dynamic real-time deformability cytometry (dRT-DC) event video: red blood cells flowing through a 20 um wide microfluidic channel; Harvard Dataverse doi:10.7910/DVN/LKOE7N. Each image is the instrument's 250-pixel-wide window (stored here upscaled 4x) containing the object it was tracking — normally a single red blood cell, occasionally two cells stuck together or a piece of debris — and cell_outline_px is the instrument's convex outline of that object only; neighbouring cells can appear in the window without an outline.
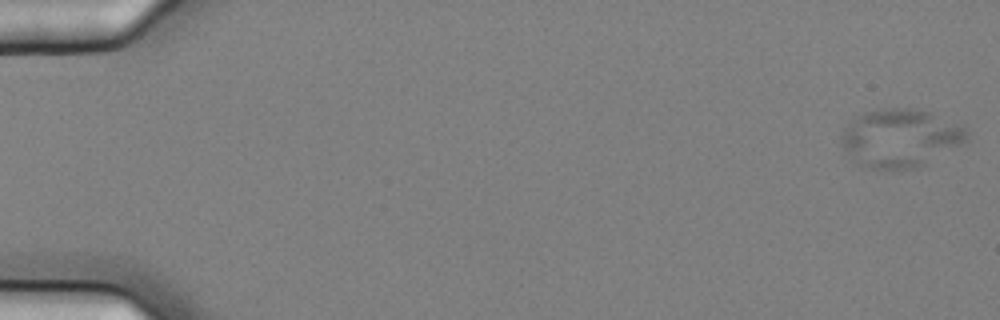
{"species": "common noctule bat (a hibernating species)", "species_latin": "Nyctalus noctula", "temperature_condition": "cold", "stored_images_in_passage": 57, "camera_frame_rate_fps": 3000, "um_per_image_px": 0.085, "animal": {"sex": "female", "body_mass_g": 25.1}, "frame": {"image": 1, "passage_image": 1, "time_ms": 0.0, "image_size_px": [1000, 320], "cell_outline_px": [[968, 140], [964, 144], [924, 164], [912, 168], [896, 172], [872, 168], [860, 164], [852, 160], [844, 148], [840, 136], [844, 128], [856, 116], [864, 112], [892, 108], [908, 108], [928, 112], [964, 128], [968, 132]], "centroid_in_image_um": [76.5, 11.77], "position_along_channel_um": 8.5, "area_um2": 42.31}}
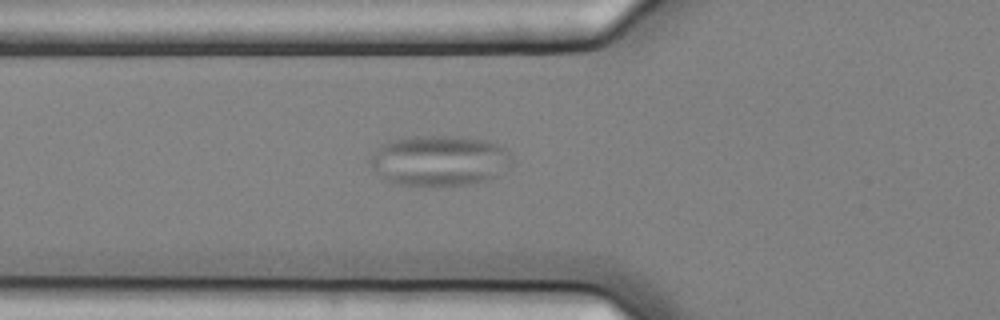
{"frame": {"image": 2, "passage_image": 21, "time_ms": 6.667, "image_size_px": [1000, 320], "cell_outline_px": [[512, 164], [496, 176], [488, 180], [468, 184], [400, 184], [384, 180], [380, 176], [368, 160], [384, 144], [396, 140], [412, 136], [460, 136], [484, 140], [496, 144], [504, 148], [508, 152], [512, 160]], "centroid_in_image_um": [37.39, 13.64], "position_along_channel_um": 88.4, "area_um2": 40.86}}
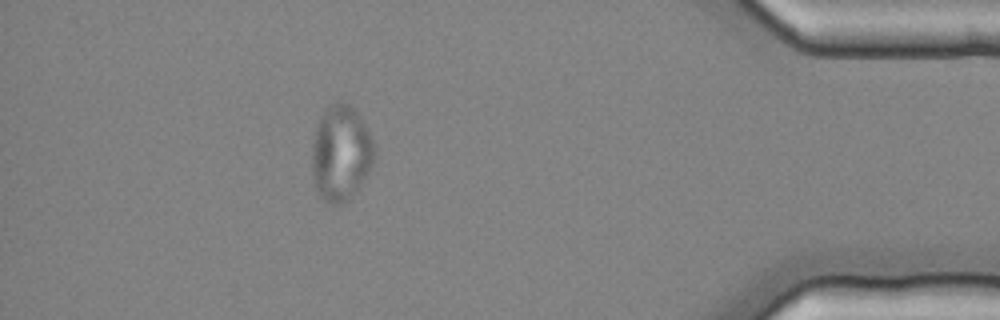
{"frame": {"image": 3, "passage_image": 51, "time_ms": 16.667, "image_size_px": [1000, 320], "cell_outline_px": [[376, 156], [368, 172], [356, 192], [348, 200], [340, 204], [328, 204], [316, 192], [312, 176], [312, 140], [316, 124], [320, 116], [328, 104], [340, 100], [356, 108], [376, 148]], "centroid_in_image_um": [28.95, 13.0], "position_along_channel_um": 406.2, "area_um2": 35.43}}